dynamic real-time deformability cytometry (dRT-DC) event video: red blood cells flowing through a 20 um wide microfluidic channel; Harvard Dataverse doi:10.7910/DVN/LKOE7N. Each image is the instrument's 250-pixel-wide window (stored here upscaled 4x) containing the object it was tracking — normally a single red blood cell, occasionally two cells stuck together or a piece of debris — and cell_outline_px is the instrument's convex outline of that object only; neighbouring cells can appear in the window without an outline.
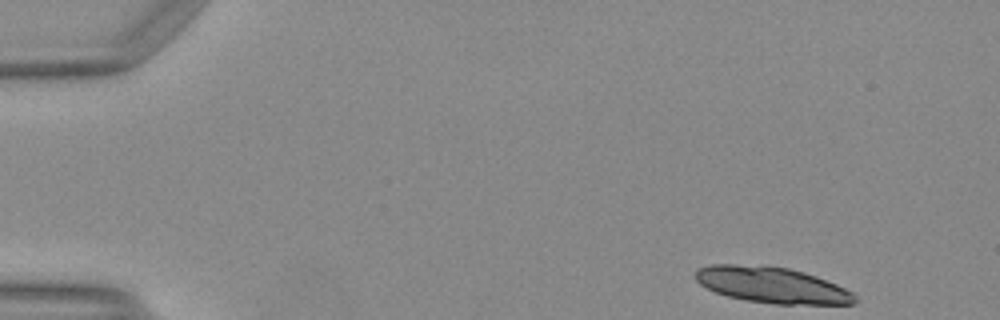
{"species": "Egyptian fruit bat (a non-hibernating species)", "species_latin": "Rousettus aegyptiacus", "temperature_condition": "warm", "stored_images_in_passage": 11, "camera_frame_rate_fps": 3000, "um_per_image_px": 0.085, "animal": {"sex": "female"}, "frame": {"image": 1, "passage_image": 1, "time_ms": 0.0, "image_size_px": [1000, 320], "cell_outline_px": [[856, 304], [776, 304], [744, 300], [728, 296], [716, 292], [700, 284], [696, 280], [696, 268], [712, 264], [764, 264], [788, 268], [804, 272], [816, 276], [836, 284], [852, 292], [856, 296]], "centroid_in_image_um": [65.6, 24.21], "position_along_channel_um": 19.4, "area_um2": 33.64}}